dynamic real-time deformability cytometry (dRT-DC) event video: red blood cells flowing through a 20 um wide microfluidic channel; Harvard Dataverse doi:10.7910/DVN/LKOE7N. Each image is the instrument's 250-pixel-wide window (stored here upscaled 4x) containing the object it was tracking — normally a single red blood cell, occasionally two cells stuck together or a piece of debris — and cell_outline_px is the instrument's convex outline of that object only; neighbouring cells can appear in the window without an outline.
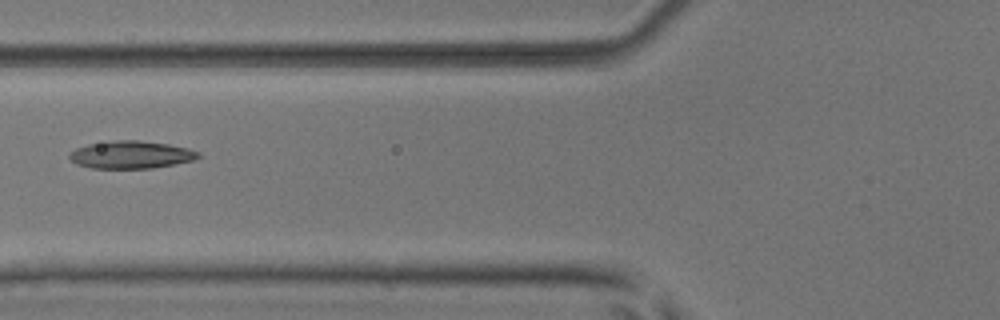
{"species": "common noctule bat (a hibernating species)", "species_latin": "Nyctalus noctula", "temperature_condition": "room temperature", "stored_images_in_passage": 3, "camera_frame_rate_fps": 3000, "um_per_image_px": 0.085, "animal": {"sex": "male", "body_mass_g": 17.9, "forearm_length_mm": 54.2}, "frame": {"image": 1, "passage_image": 2, "time_ms": 0.333, "image_size_px": [1000, 320], "cell_outline_px": [[200, 156], [192, 160], [152, 168], [92, 168], [76, 164], [68, 156], [76, 148], [88, 144], [116, 140], [136, 140], [168, 144], [188, 148], [200, 152]], "centroid_in_image_um": [11.13, 13.15], "position_along_channel_um": 114.7, "area_um2": 20.46}}
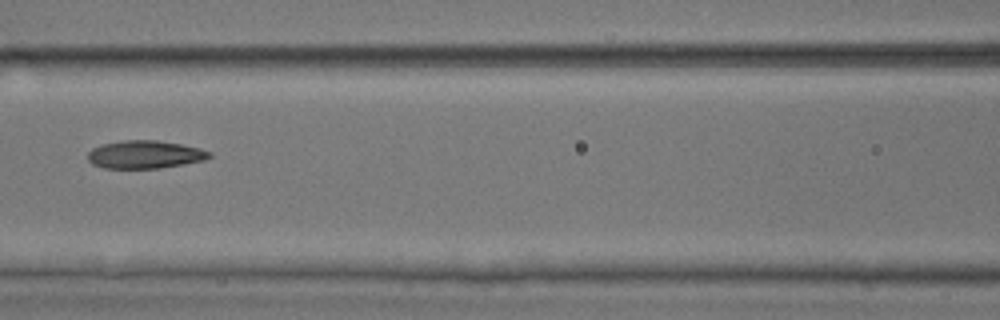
{"frame": {"image": 2, "passage_image": 3, "time_ms": 0.667, "image_size_px": [1000, 320], "cell_outline_px": [[212, 156], [204, 160], [184, 164], [160, 168], [104, 168], [92, 164], [88, 160], [88, 152], [92, 148], [100, 144], [124, 140], [156, 140], [180, 144], [200, 148], [212, 152]], "centroid_in_image_um": [12.31, 13.13], "position_along_channel_um": 154.3, "area_um2": 19.88}}